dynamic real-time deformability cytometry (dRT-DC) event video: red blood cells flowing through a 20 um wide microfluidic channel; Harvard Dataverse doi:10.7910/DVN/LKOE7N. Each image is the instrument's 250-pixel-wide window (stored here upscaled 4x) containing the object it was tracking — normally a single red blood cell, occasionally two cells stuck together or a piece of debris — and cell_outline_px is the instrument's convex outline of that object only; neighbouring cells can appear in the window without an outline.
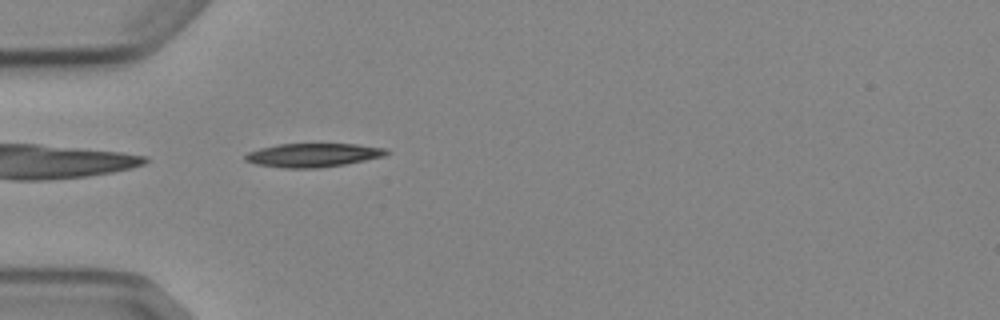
{"species": "Egyptian fruit bat (a non-hibernating species)", "species_latin": "Rousettus aegyptiacus", "temperature_condition": "cold", "stored_images_in_passage": 4, "camera_frame_rate_fps": 3000, "um_per_image_px": 0.085, "animal": {"sex": "female"}, "frame": {"image": 1, "passage_image": 4, "time_ms": 4.333, "image_size_px": [1000, 320], "cell_outline_px": [[392, 152], [384, 156], [344, 164], [320, 168], [284, 168], [256, 164], [244, 160], [244, 156], [248, 152], [260, 148], [280, 144], [356, 144], [388, 148]], "centroid_in_image_um": [26.64, 13.18], "position_along_channel_um": 58.4, "area_um2": 19.54}}